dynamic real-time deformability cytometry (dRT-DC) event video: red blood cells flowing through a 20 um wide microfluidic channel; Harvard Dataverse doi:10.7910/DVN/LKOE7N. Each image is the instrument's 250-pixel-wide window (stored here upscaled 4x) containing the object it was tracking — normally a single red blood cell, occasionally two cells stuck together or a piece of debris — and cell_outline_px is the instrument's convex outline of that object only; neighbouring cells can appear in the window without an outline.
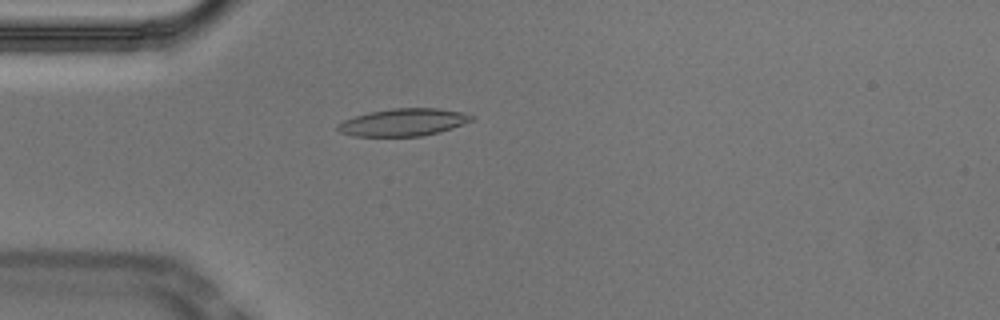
{"species": "Egyptian fruit bat (a non-hibernating species)", "species_latin": "Rousettus aegyptiacus", "temperature_condition": "cold", "stored_images_in_passage": 54, "camera_frame_rate_fps": 3000, "um_per_image_px": 0.085, "animal": {"sex": "male"}, "frame": {"image": 1, "passage_image": 15, "time_ms": 4.667, "image_size_px": [1000, 320], "cell_outline_px": [[476, 120], [440, 132], [420, 136], [352, 136], [340, 132], [336, 128], [336, 124], [344, 120], [368, 112], [392, 108], [436, 108], [464, 112], [476, 116]], "centroid_in_image_um": [34.32, 10.39], "position_along_channel_um": 50.7, "area_um2": 21.62}}
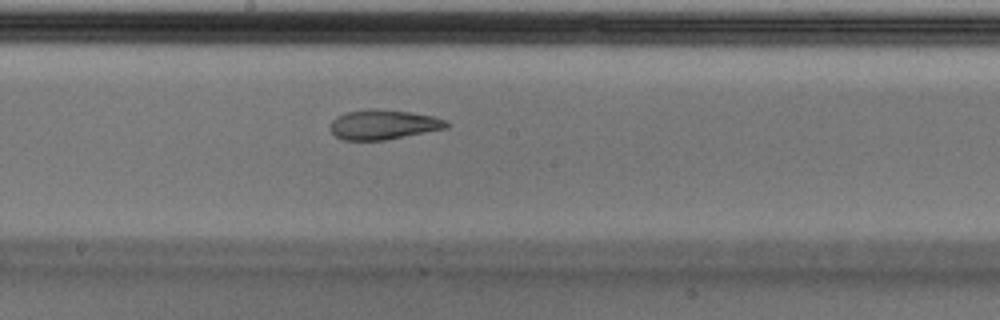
{"frame": {"image": 2, "passage_image": 29, "time_ms": 9.333, "image_size_px": [1000, 320], "cell_outline_px": [[448, 128], [384, 140], [344, 140], [336, 136], [332, 132], [328, 124], [336, 116], [344, 112], [412, 112], [432, 116], [448, 120]], "centroid_in_image_um": [32.59, 10.64], "position_along_channel_um": 215.6, "area_um2": 19.31}}
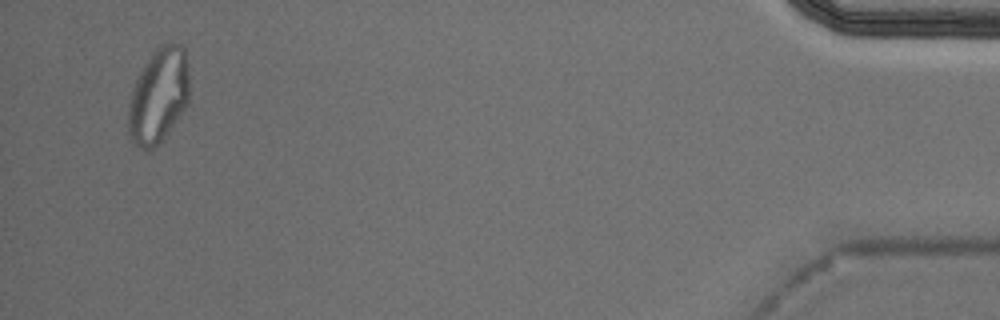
{"frame": {"image": 3, "passage_image": 52, "time_ms": 17.0, "image_size_px": [1000, 320], "cell_outline_px": [[188, 100], [184, 108], [176, 120], [164, 136], [152, 148], [140, 148], [132, 144], [128, 132], [128, 104], [132, 88], [140, 68], [152, 52], [160, 44], [168, 40], [172, 40], [180, 44], [184, 48], [188, 64]], "centroid_in_image_um": [13.45, 8.05], "position_along_channel_um": 421.8, "area_um2": 34.04}, "authors_computed_cell_mechanics": {"area_um2": 21.1837, "velocity_mm_per_s": 3.7115, "shape_relaxation_time_tau1_ms": null, "shape_relaxation_time_tau2_ms": 2.9922, "deformation_change_tau1": null, "deformation_change_tau2": 0.0985}}